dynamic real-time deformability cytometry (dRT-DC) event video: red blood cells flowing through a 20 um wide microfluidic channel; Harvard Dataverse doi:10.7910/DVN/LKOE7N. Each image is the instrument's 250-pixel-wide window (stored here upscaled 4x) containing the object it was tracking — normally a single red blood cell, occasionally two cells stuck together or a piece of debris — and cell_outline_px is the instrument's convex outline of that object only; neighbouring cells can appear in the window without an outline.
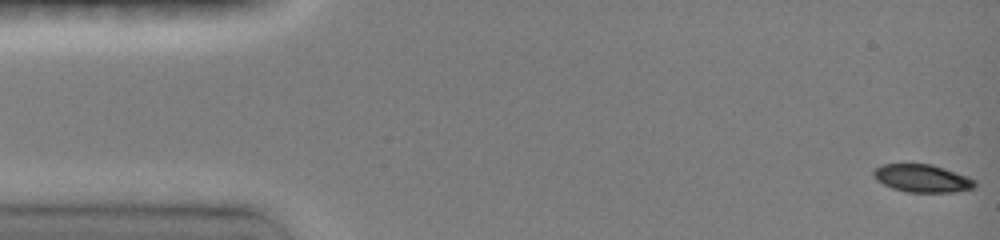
{"species": "common noctule bat (a hibernating species)", "species_latin": "Nyctalus noctula", "temperature_condition": "room temperature", "stored_images_in_passage": 31, "camera_frame_rate_fps": 3000, "um_per_image_px": 0.085, "animal": {"sex": "female", "body_mass_g": 19.0, "forearm_length_mm": 51.5}, "frame": {"image": 1, "passage_image": 1, "time_ms": 0.0, "image_size_px": [1000, 240], "cell_outline_px": [[976, 188], [952, 192], [908, 192], [892, 188], [876, 180], [872, 176], [872, 172], [880, 164], [928, 164], [944, 168], [968, 176], [976, 180]], "centroid_in_image_um": [78.39, 15.16], "position_along_channel_um": 6.6, "area_um2": 16.47}}
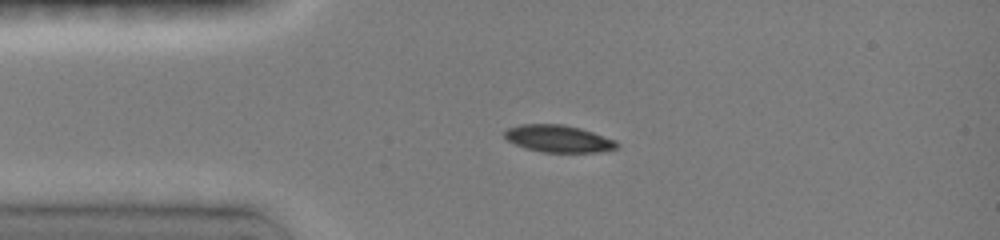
{"frame": {"image": 2, "passage_image": 18, "time_ms": 3.333, "image_size_px": [1000, 240], "cell_outline_px": [[620, 144], [616, 148], [600, 152], [540, 152], [524, 148], [508, 140], [504, 136], [504, 132], [508, 128], [520, 124], [564, 124], [580, 128], [616, 140]], "centroid_in_image_um": [47.47, 11.79], "position_along_channel_um": 37.5, "area_um2": 17.8}}
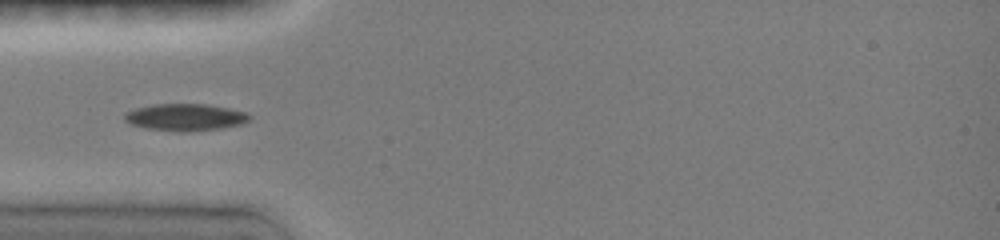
{"frame": {"image": 3, "passage_image": 25, "time_ms": 4.667, "image_size_px": [1000, 240], "cell_outline_px": [[252, 116], [244, 124], [220, 128], [184, 132], [180, 132], [148, 128], [132, 124], [124, 120], [124, 112], [136, 108], [156, 104], [208, 104], [228, 108], [244, 112]], "centroid_in_image_um": [15.75, 9.96], "position_along_channel_um": 69.2, "area_um2": 19.54}}